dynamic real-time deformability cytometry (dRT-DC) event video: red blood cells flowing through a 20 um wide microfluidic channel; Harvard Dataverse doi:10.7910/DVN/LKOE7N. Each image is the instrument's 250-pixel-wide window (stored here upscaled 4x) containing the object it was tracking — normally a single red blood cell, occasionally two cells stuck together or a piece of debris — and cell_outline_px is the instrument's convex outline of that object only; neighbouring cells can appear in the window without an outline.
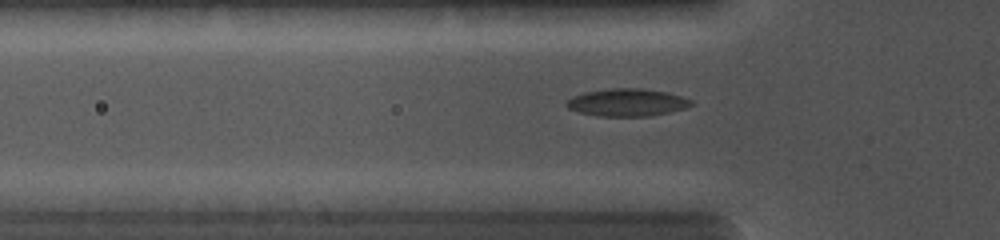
{"species": "common noctule bat (a hibernating species)", "species_latin": "Nyctalus noctula", "temperature_condition": "cold", "stored_images_in_passage": 18, "camera_frame_rate_fps": 5000, "um_per_image_px": 0.085, "animal": {"sex": "female", "body_mass_g": 19.0, "forearm_length_mm": 56.7}, "frame": {"image": 1, "passage_image": 13, "time_ms": 4.2, "image_size_px": [1000, 240], "cell_outline_px": [[696, 104], [688, 108], [648, 116], [600, 116], [580, 112], [568, 108], [564, 104], [568, 100], [584, 92], [608, 88], [640, 88], [664, 92], [680, 96], [692, 100]], "centroid_in_image_um": [53.33, 8.71], "position_along_channel_um": 72.5, "area_um2": 19.88}}